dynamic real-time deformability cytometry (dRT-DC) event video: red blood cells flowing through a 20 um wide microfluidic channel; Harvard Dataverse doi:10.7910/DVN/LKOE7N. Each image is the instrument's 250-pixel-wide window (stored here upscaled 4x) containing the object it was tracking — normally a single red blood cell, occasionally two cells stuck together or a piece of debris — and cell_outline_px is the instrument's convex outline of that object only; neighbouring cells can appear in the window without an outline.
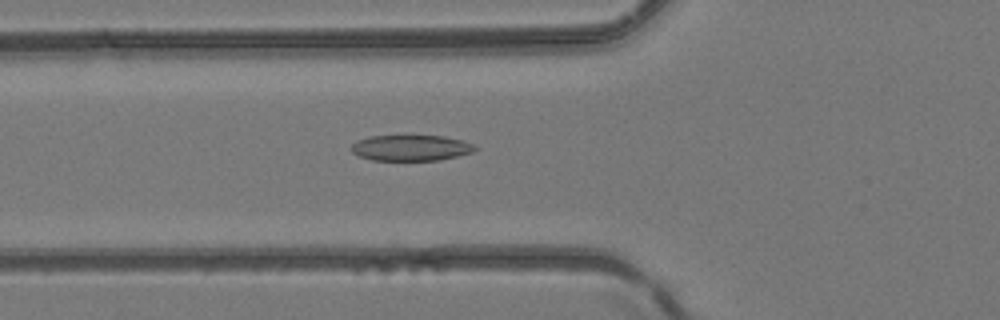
{"species": "common noctule bat (a hibernating species)", "species_latin": "Nyctalus noctula", "temperature_condition": "room temperature", "stored_images_in_passage": 48, "camera_frame_rate_fps": 3000, "um_per_image_px": 0.085, "animal": {"sex": "female", "body_mass_g": 24.6, "forearm_length_mm": 56.2}, "frame": {"image": 1, "passage_image": 18, "time_ms": 5.667, "image_size_px": [1000, 320], "cell_outline_px": [[476, 148], [472, 152], [440, 160], [372, 160], [360, 156], [352, 152], [352, 144], [356, 140], [368, 136], [444, 136], [464, 140], [472, 144]], "centroid_in_image_um": [34.91, 12.56], "position_along_channel_um": 90.9, "area_um2": 18.5}}
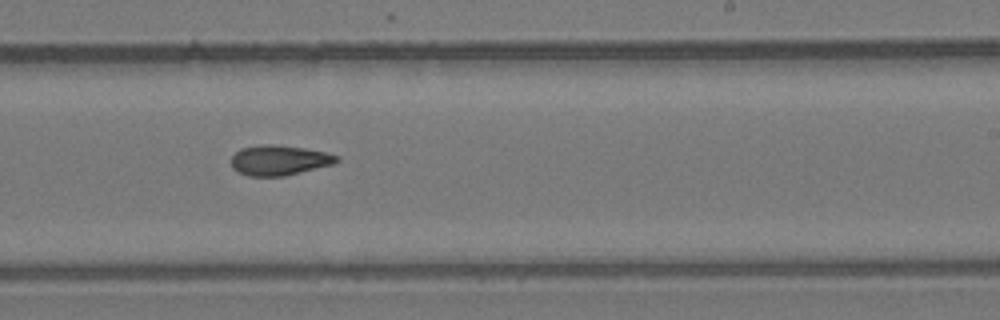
{"frame": {"image": 2, "passage_image": 30, "time_ms": 9.667, "image_size_px": [1000, 320], "cell_outline_px": [[340, 160], [332, 164], [284, 176], [248, 176], [236, 172], [232, 168], [232, 156], [240, 148], [264, 144], [276, 144], [304, 148], [324, 152], [340, 156]], "centroid_in_image_um": [23.7, 13.61], "position_along_channel_um": 265.3, "area_um2": 18.5}}
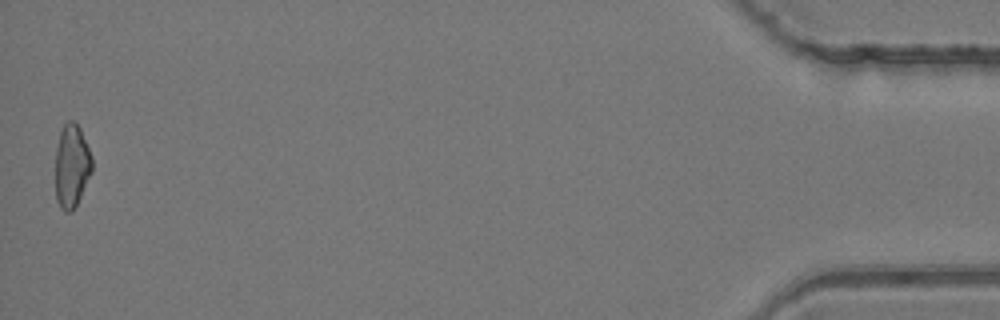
{"frame": {"image": 3, "passage_image": 48, "time_ms": 15.667, "image_size_px": [1000, 320], "cell_outline_px": [[92, 172], [72, 212], [64, 212], [60, 208], [56, 200], [56, 148], [60, 132], [64, 124], [68, 120], [72, 120], [80, 128], [92, 156]], "centroid_in_image_um": [6.09, 14.11], "position_along_channel_um": 429.1, "area_um2": 17.74}}